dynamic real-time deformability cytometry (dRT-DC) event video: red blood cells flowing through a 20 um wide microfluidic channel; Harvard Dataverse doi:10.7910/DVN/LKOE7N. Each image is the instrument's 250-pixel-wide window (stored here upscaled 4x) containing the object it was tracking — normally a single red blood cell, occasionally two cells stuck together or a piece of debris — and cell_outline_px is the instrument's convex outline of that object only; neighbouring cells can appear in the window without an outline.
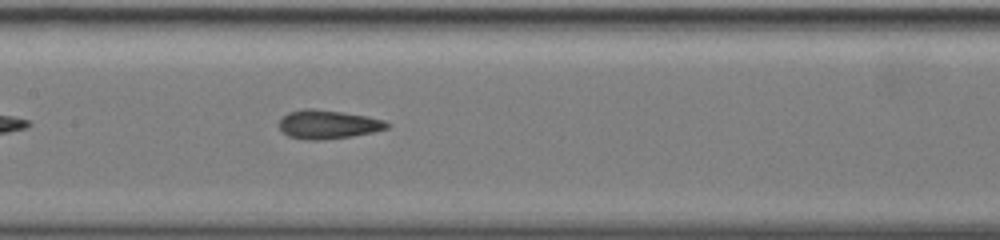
{"species": "common noctule bat (a hibernating species)", "species_latin": "Nyctalus noctula", "temperature_condition": "warm", "stored_images_in_passage": 46, "camera_frame_rate_fps": 3000, "um_per_image_px": 0.085, "animal": {"sex": "female", "body_mass_g": 19.5, "forearm_length_mm": 54.1}, "frame": {"image": 1, "passage_image": 14, "time_ms": 4.333, "image_size_px": [1000, 240], "cell_outline_px": [[392, 124], [388, 128], [372, 132], [352, 136], [324, 140], [304, 140], [288, 136], [280, 128], [280, 120], [288, 112], [304, 108], [312, 108], [344, 112], [368, 116], [384, 120]], "centroid_in_image_um": [27.9, 10.57], "position_along_channel_um": 179.5, "area_um2": 18.21}}